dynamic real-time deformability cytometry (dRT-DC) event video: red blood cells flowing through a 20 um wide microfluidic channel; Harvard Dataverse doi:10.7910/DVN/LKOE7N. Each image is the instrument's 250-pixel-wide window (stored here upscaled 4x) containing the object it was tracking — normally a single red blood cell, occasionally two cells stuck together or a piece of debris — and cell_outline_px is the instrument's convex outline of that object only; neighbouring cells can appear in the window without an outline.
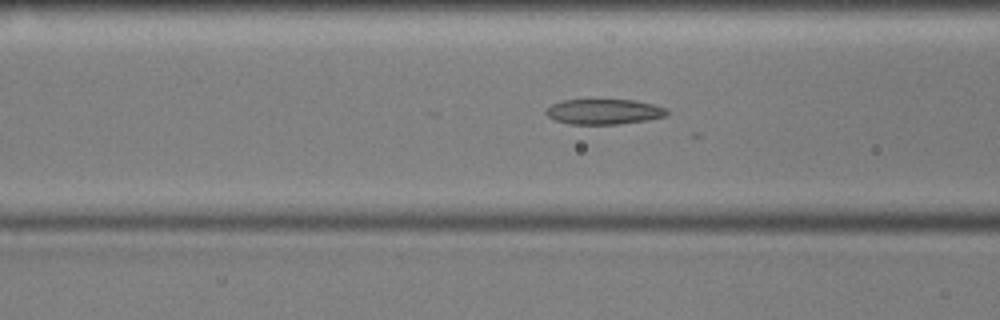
{"species": "common noctule bat (a hibernating species)", "species_latin": "Nyctalus noctula", "temperature_condition": "cold", "stored_images_in_passage": 47, "camera_frame_rate_fps": 3000, "um_per_image_px": 0.085, "animal": {"sex": "male", "body_mass_g": 17.9, "forearm_length_mm": 54.2}, "frame": {"image": 1, "passage_image": 13, "time_ms": 4.0, "image_size_px": [1000, 320], "cell_outline_px": [[668, 116], [648, 120], [620, 124], [572, 124], [556, 120], [548, 116], [544, 112], [552, 104], [564, 100], [588, 96], [632, 100], [652, 104], [668, 108]], "centroid_in_image_um": [51.34, 9.44], "position_along_channel_um": 115.3, "area_um2": 18.73}}
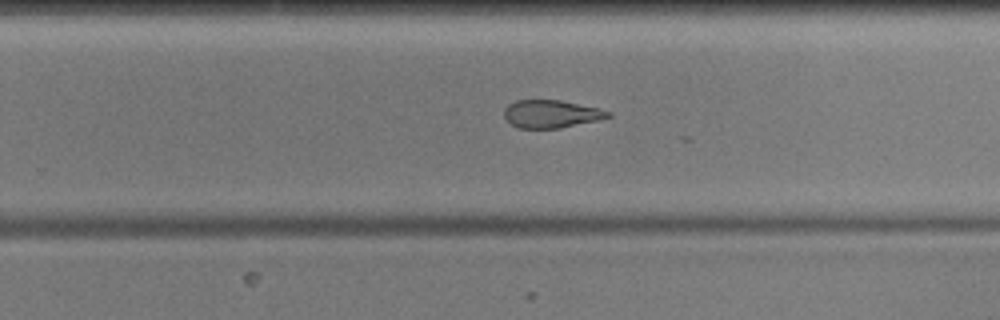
{"frame": {"image": 2, "passage_image": 27, "time_ms": 8.667, "image_size_px": [1000, 320], "cell_outline_px": [[612, 116], [600, 120], [560, 128], [520, 128], [512, 124], [504, 116], [504, 108], [508, 104], [516, 100], [560, 100], [600, 108], [612, 112]], "centroid_in_image_um": [46.89, 9.68], "position_along_channel_um": 282.9, "area_um2": 16.94}}
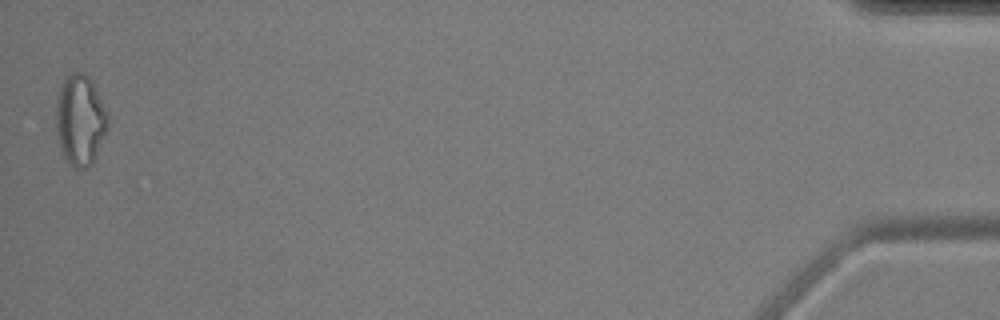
{"frame": {"image": 3, "passage_image": 47, "time_ms": 15.333, "image_size_px": [1000, 320], "cell_outline_px": [[108, 128], [92, 164], [88, 168], [76, 168], [68, 164], [60, 148], [56, 136], [56, 100], [60, 88], [64, 80], [72, 72], [84, 72], [92, 80], [108, 112]], "centroid_in_image_um": [6.82, 10.21], "position_along_channel_um": 428.4, "area_um2": 27.69}}